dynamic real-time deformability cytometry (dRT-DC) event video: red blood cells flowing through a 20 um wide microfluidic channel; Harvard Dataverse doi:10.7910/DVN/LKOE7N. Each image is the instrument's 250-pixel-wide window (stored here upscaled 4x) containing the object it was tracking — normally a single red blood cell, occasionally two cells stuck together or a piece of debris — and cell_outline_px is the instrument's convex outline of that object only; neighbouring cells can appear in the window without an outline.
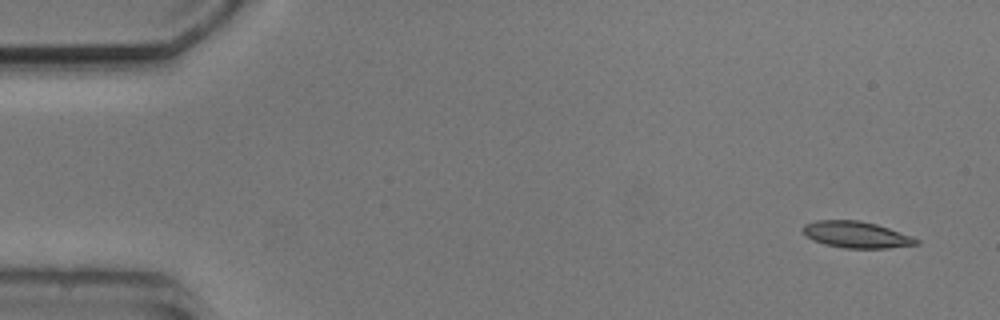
{"species": "common noctule bat (a hibernating species)", "species_latin": "Nyctalus noctula", "temperature_condition": "cold", "stored_images_in_passage": 3, "camera_frame_rate_fps": 3000, "um_per_image_px": 0.085, "animal": {"sex": "male", "body_mass_g": 20.5, "forearm_length_mm": 52.5}, "frame": {"image": 1, "passage_image": 1, "time_ms": 0.0, "image_size_px": [1000, 320], "cell_outline_px": [[920, 244], [888, 248], [844, 248], [824, 244], [812, 240], [804, 236], [800, 228], [804, 224], [816, 220], [860, 220], [876, 224], [912, 236], [920, 240]], "centroid_in_image_um": [72.74, 19.94], "position_along_channel_um": 12.3, "area_um2": 17.74}}